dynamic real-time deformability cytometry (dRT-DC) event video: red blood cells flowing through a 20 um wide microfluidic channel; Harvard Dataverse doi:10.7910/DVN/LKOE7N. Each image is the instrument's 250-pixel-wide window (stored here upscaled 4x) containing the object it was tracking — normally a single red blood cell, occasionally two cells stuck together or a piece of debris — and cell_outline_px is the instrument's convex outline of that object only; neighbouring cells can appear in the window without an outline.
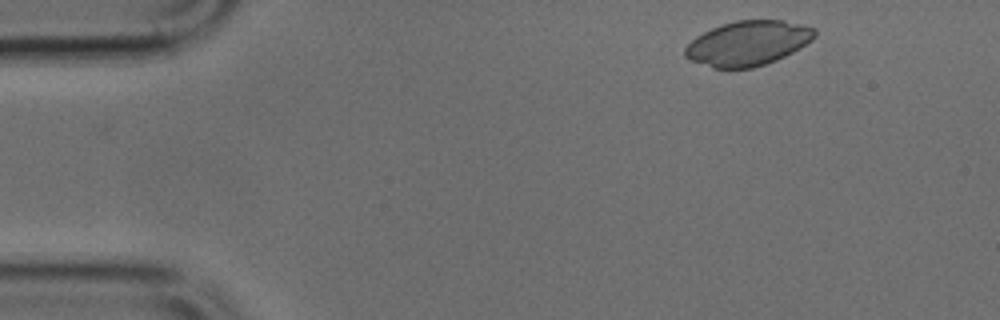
{"species": "common noctule bat (a hibernating species)", "species_latin": "Nyctalus noctula", "temperature_condition": "cold", "stored_images_in_passage": 39, "camera_frame_rate_fps": 3000, "um_per_image_px": 0.085, "animal": {"sex": "male", "body_mass_g": 17.9, "forearm_length_mm": 54.2}, "frame": {"image": 1, "passage_image": 1, "time_ms": 0.0, "image_size_px": [1000, 320], "cell_outline_px": [[816, 36], [812, 40], [800, 48], [776, 60], [752, 68], [712, 68], [688, 60], [684, 56], [684, 48], [696, 36], [720, 24], [736, 20], [780, 20], [804, 24], [816, 28]], "centroid_in_image_um": [63.56, 3.67], "position_along_channel_um": 21.4, "area_um2": 33.99}}
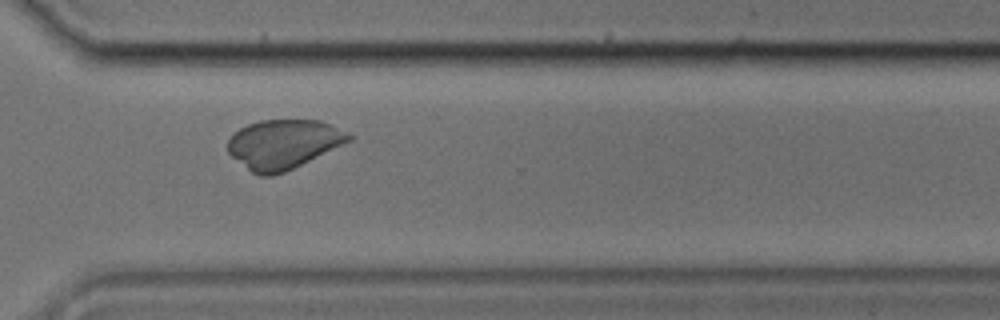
{"frame": {"image": 2, "passage_image": 31, "time_ms": 10.0, "image_size_px": [1000, 320], "cell_outline_px": [[352, 140], [284, 172], [272, 176], [260, 176], [252, 172], [232, 156], [228, 152], [228, 140], [240, 128], [248, 124], [260, 120], [320, 120], [352, 136]], "centroid_in_image_um": [24.06, 12.25], "position_along_channel_um": 346.5, "area_um2": 34.1}}
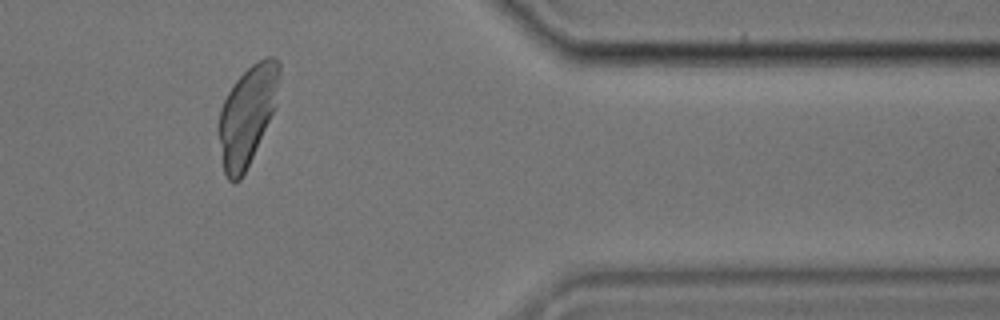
{"frame": {"image": 3, "passage_image": 36, "time_ms": 11.667, "image_size_px": [1000, 320], "cell_outline_px": [[280, 72], [276, 104], [252, 156], [240, 180], [236, 184], [232, 184], [228, 180], [224, 172], [216, 128], [220, 108], [232, 84], [252, 64], [268, 56], [272, 56], [280, 60]], "centroid_in_image_um": [20.98, 9.79], "position_along_channel_um": 390.4, "area_um2": 34.91}}